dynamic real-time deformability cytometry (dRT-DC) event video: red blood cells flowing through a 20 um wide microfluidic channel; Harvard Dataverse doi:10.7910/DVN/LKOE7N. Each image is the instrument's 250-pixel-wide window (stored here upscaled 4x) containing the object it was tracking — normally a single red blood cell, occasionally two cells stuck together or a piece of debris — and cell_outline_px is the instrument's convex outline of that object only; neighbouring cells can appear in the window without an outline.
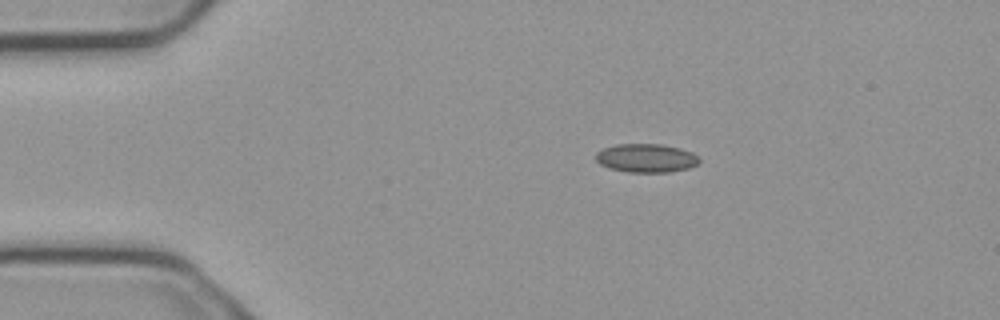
{"species": "common noctule bat (a hibernating species)", "species_latin": "Nyctalus noctula", "temperature_condition": "cold", "stored_images_in_passage": 8, "camera_frame_rate_fps": 3000, "um_per_image_px": 0.085, "animal": {"sex": "male", "body_mass_g": 23.1, "forearm_length_mm": 52.7}, "frame": {"image": 1, "passage_image": 1, "time_ms": 0.0, "image_size_px": [1000, 320], "cell_outline_px": [[700, 160], [696, 164], [688, 168], [668, 172], [628, 172], [608, 168], [600, 164], [596, 160], [596, 152], [604, 148], [616, 144], [660, 144], [680, 148], [692, 152]], "centroid_in_image_um": [54.9, 13.43], "position_along_channel_um": 30.1, "area_um2": 17.17}}
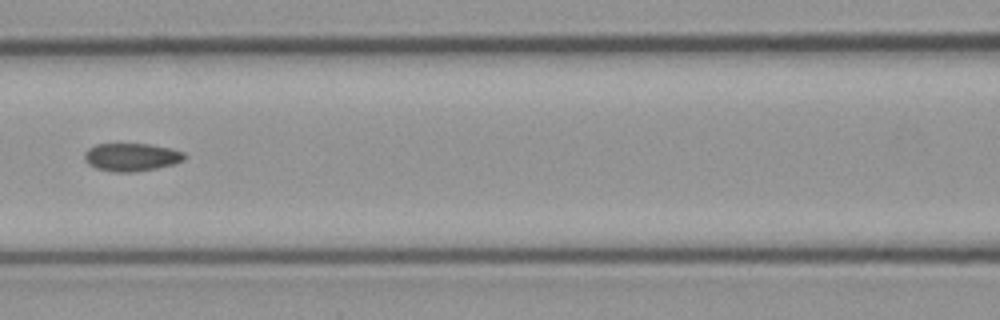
{"frame": {"image": 2, "passage_image": 5, "time_ms": 1.333, "image_size_px": [1000, 320], "cell_outline_px": [[188, 156], [184, 160], [176, 164], [156, 168], [132, 172], [112, 172], [96, 168], [88, 164], [84, 160], [84, 152], [88, 148], [96, 144], [148, 144], [168, 148], [184, 152]], "centroid_in_image_um": [11.17, 13.36], "position_along_channel_um": 155.4, "area_um2": 16.42}}
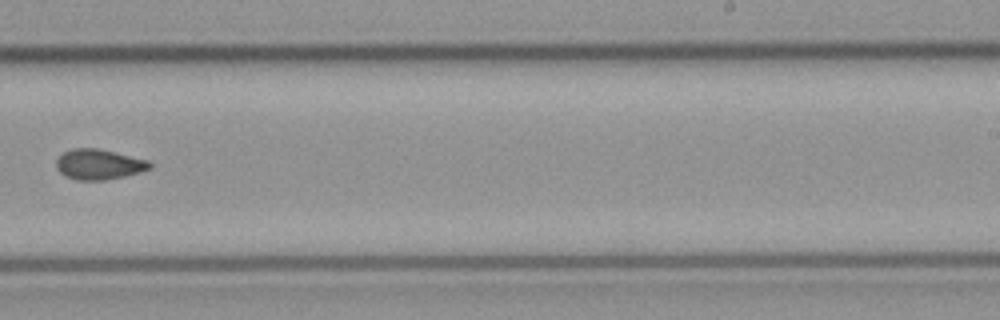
{"frame": {"image": 3, "passage_image": 8, "time_ms": 2.333, "image_size_px": [1000, 320], "cell_outline_px": [[152, 168], [140, 172], [124, 176], [104, 180], [76, 180], [64, 176], [56, 168], [56, 160], [64, 152], [72, 148], [96, 148], [148, 160], [152, 164]], "centroid_in_image_um": [8.39, 13.98], "position_along_channel_um": 280.6, "area_um2": 16.47}}